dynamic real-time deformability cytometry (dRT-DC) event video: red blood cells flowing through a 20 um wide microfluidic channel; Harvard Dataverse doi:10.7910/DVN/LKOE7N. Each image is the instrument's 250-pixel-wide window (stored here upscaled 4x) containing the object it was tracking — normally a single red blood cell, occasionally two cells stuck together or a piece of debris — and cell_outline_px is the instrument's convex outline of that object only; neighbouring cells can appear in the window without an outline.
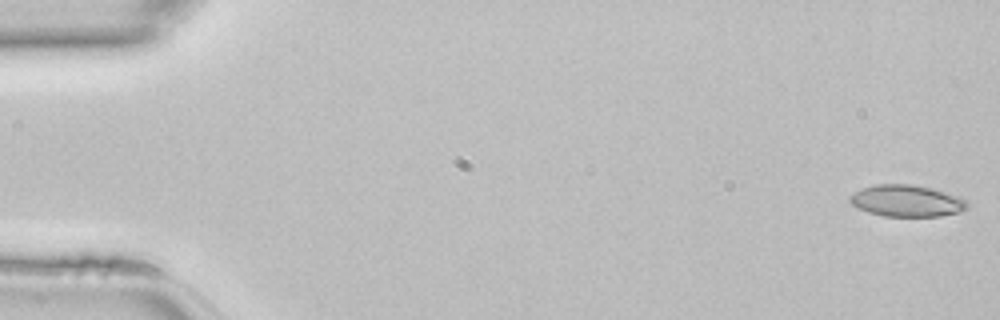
{"species": "common noctule bat (a hibernating species)", "species_latin": "Nyctalus noctula", "temperature_condition": "room temperature", "stored_images_in_passage": 47, "camera_frame_rate_fps": 3000, "um_per_image_px": 0.085, "animal": {"sex": "female", "body_mass_g": 22.7, "forearm_length_mm": 54.2}, "frame": {"image": 1, "passage_image": 1, "time_ms": 0.0, "image_size_px": [1000, 320], "cell_outline_px": [[968, 208], [960, 212], [940, 216], [884, 216], [868, 212], [852, 204], [848, 200], [848, 196], [864, 188], [876, 184], [912, 184], [928, 188], [956, 196], [964, 200], [968, 204]], "centroid_in_image_um": [77.04, 17.08], "position_along_channel_um": 8.0, "area_um2": 21.27}}
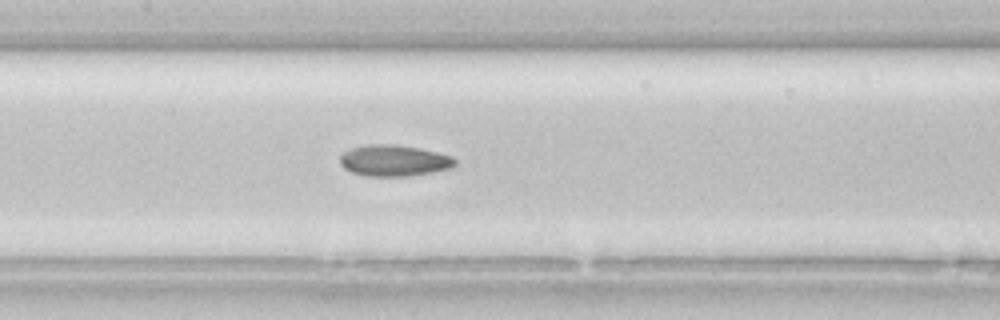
{"frame": {"image": 2, "passage_image": 22, "time_ms": 7.0, "image_size_px": [1000, 320], "cell_outline_px": [[456, 164], [452, 168], [432, 172], [404, 176], [364, 176], [352, 172], [344, 168], [340, 164], [340, 156], [344, 152], [352, 148], [368, 144], [392, 144], [420, 148], [452, 156], [456, 160]], "centroid_in_image_um": [33.49, 13.65], "position_along_channel_um": 173.9, "area_um2": 20.92}}
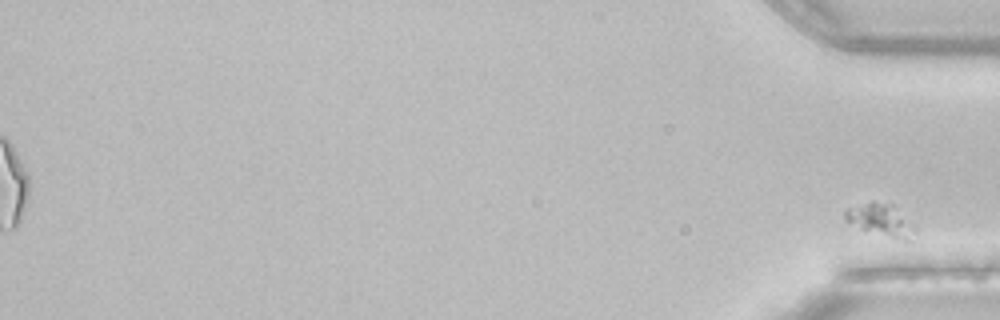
{"frame": {"image": 3, "passage_image": 47, "time_ms": 15.333, "image_size_px": [1000, 320], "cell_outline_px": [[908, 240], [904, 240], [860, 228], [844, 220], [844, 212], [848, 208], [872, 200], [892, 204], [908, 232]], "centroid_in_image_um": [74.56, 18.61], "position_along_channel_um": 360.6, "area_um2": 11.39}}